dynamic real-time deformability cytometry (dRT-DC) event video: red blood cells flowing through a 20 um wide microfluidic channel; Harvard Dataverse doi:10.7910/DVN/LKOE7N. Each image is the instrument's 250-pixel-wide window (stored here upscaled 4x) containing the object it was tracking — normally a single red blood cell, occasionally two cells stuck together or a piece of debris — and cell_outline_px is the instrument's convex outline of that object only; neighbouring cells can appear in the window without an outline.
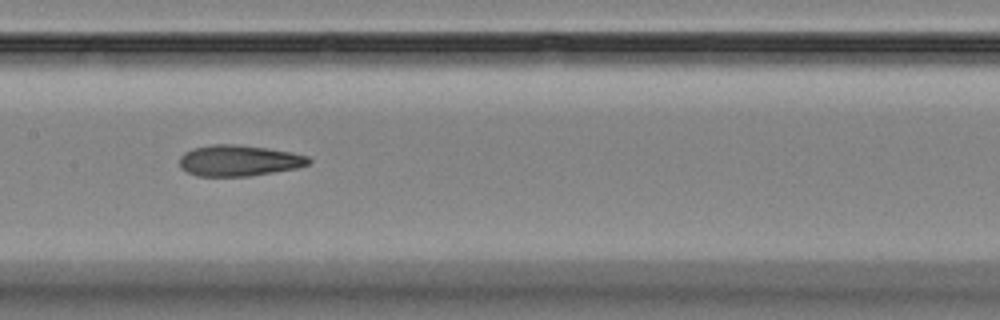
{"species": "Egyptian fruit bat (a non-hibernating species)", "species_latin": "Rousettus aegyptiacus", "temperature_condition": "room temperature", "stored_images_in_passage": 8, "camera_frame_rate_fps": 3000, "um_per_image_px": 0.085, "animal": {"sex": "female"}, "frame": {"image": 1, "passage_image": 8, "time_ms": 8.0, "image_size_px": [1000, 320], "cell_outline_px": [[312, 160], [308, 164], [296, 168], [248, 176], [196, 176], [180, 168], [180, 156], [184, 152], [192, 148], [212, 144], [236, 144], [268, 148], [292, 152], [308, 156]], "centroid_in_image_um": [20.28, 13.64], "position_along_channel_um": 187.1, "area_um2": 23.41}}